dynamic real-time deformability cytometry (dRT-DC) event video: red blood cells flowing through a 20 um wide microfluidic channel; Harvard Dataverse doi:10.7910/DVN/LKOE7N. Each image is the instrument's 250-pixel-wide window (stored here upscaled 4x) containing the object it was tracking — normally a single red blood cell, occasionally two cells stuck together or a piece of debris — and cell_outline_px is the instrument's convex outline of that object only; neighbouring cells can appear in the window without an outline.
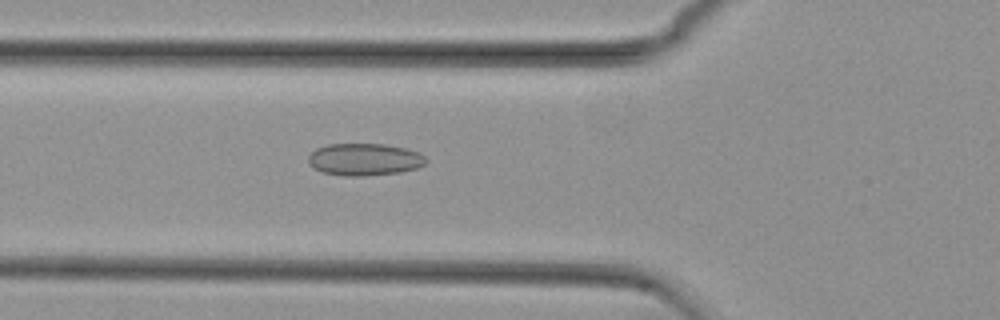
{"species": "common noctule bat (a hibernating species)", "species_latin": "Nyctalus noctula", "temperature_condition": "cold", "stored_images_in_passage": 35, "camera_frame_rate_fps": 3000, "um_per_image_px": 0.085, "animal": {"sex": "female", "body_mass_g": 29.2, "forearm_length_mm": 56.3}, "frame": {"image": 1, "passage_image": 4, "time_ms": 1.0, "image_size_px": [1000, 320], "cell_outline_px": [[428, 160], [424, 164], [416, 168], [400, 172], [364, 176], [344, 176], [324, 172], [316, 168], [308, 160], [308, 156], [316, 148], [328, 144], [384, 144], [404, 148], [420, 152]], "centroid_in_image_um": [31.01, 13.55], "position_along_channel_um": 94.8, "area_um2": 21.91}}
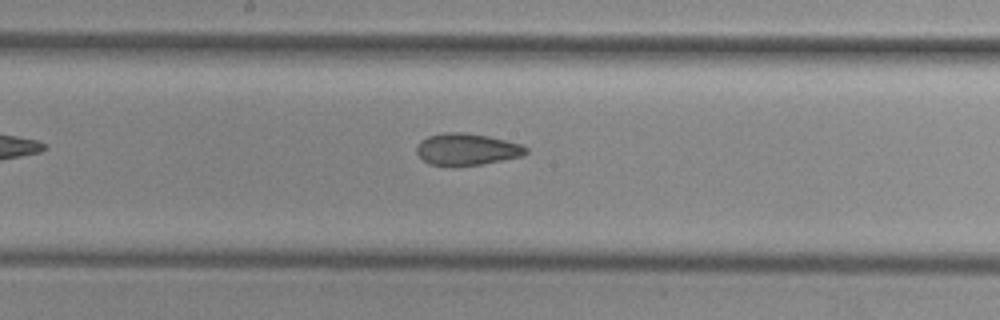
{"frame": {"image": 2, "passage_image": 13, "time_ms": 4.0, "image_size_px": [1000, 320], "cell_outline_px": [[528, 152], [520, 156], [480, 164], [452, 168], [428, 164], [416, 152], [416, 148], [420, 140], [428, 136], [444, 132], [464, 132], [488, 136], [520, 144], [528, 148]], "centroid_in_image_um": [39.61, 12.71], "position_along_channel_um": 208.6, "area_um2": 20.46}}
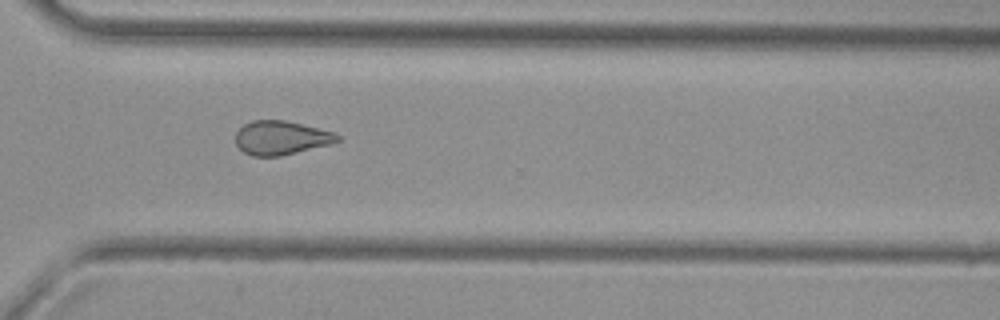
{"frame": {"image": 3, "passage_image": 24, "time_ms": 7.667, "image_size_px": [1000, 320], "cell_outline_px": [[340, 140], [332, 144], [280, 156], [252, 156], [244, 152], [236, 144], [236, 132], [244, 124], [252, 120], [284, 120], [336, 132], [340, 136]], "centroid_in_image_um": [23.92, 11.71], "position_along_channel_um": 346.7, "area_um2": 20.17}, "authors_computed_cell_mechanics": {"area_um2": 20.519, "velocity_mm_per_s": 3.7743, "shape_relaxation_time_tau1_ms": null, "shape_relaxation_time_tau2_ms": 2.58, "deformation_change_tau1": null, "deformation_change_tau2": 0.0827}}